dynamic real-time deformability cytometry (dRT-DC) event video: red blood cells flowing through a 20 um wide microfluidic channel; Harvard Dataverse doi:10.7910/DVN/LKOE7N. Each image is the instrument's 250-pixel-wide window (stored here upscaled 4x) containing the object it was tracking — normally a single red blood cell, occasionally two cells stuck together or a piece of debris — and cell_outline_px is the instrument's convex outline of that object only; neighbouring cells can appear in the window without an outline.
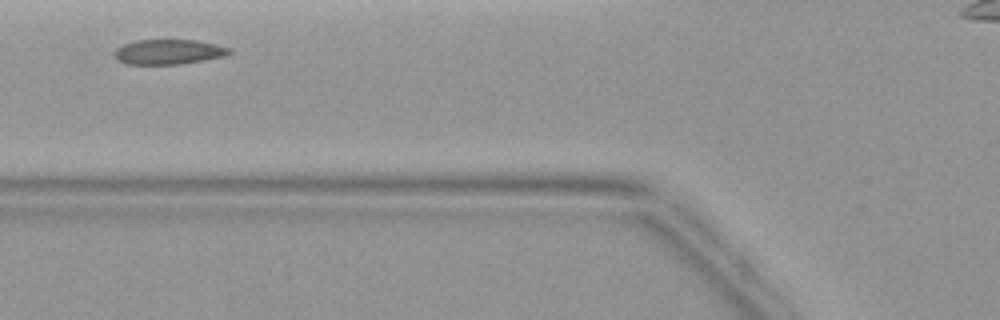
{"species": "common noctule bat (a hibernating species)", "species_latin": "Nyctalus noctula", "temperature_condition": "warm", "stored_images_in_passage": 2, "camera_frame_rate_fps": 3000, "um_per_image_px": 0.085, "animal": {"sex": "female", "body_mass_g": 19.9}, "frame": {"image": 1, "passage_image": 2, "time_ms": 1.0, "image_size_px": [1000, 320], "cell_outline_px": [[232, 52], [228, 56], [180, 64], [128, 64], [116, 60], [112, 52], [116, 48], [124, 44], [136, 40], [196, 40], [216, 44], [228, 48]], "centroid_in_image_um": [14.31, 4.41], "position_along_channel_um": 111.5, "area_um2": 16.82}}